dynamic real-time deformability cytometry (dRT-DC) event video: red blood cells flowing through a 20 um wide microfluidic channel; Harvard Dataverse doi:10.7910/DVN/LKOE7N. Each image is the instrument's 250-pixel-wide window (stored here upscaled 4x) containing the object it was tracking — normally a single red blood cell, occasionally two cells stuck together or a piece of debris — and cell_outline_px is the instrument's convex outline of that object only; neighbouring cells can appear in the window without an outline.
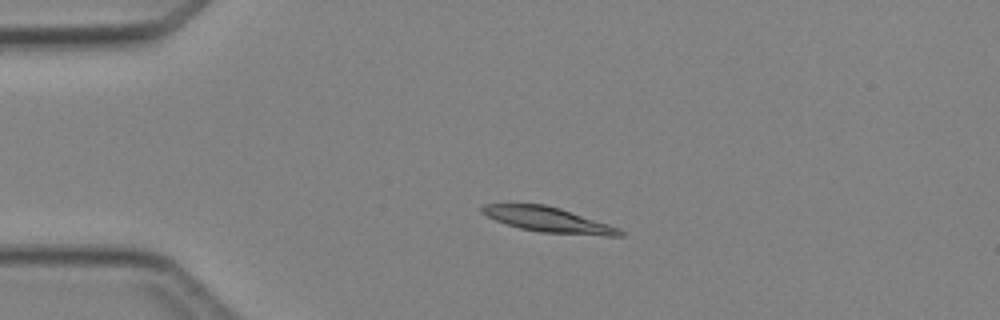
{"species": "Egyptian fruit bat (a non-hibernating species)", "species_latin": "Rousettus aegyptiacus", "temperature_condition": "cold", "stored_images_in_passage": 5, "camera_frame_rate_fps": 3000, "um_per_image_px": 0.085, "animal": {"sex": "female"}, "frame": {"image": 1, "passage_image": 2, "time_ms": 1.333, "image_size_px": [1000, 320], "cell_outline_px": [[624, 236], [604, 236], [540, 232], [520, 228], [496, 220], [480, 212], [480, 208], [484, 204], [544, 204], [560, 208], [620, 228], [624, 232]], "centroid_in_image_um": [46.63, 18.68], "position_along_channel_um": 38.4, "area_um2": 20.0}}
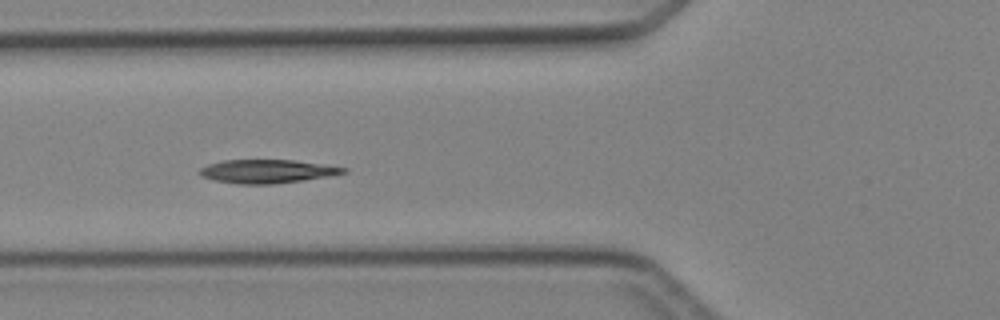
{"frame": {"image": 2, "passage_image": 4, "time_ms": 3.667, "image_size_px": [1000, 320], "cell_outline_px": [[348, 172], [328, 176], [304, 180], [272, 184], [236, 184], [212, 180], [200, 176], [196, 172], [200, 168], [208, 164], [224, 160], [292, 160], [348, 168]], "centroid_in_image_um": [22.63, 14.57], "position_along_channel_um": 103.2, "area_um2": 19.77}}
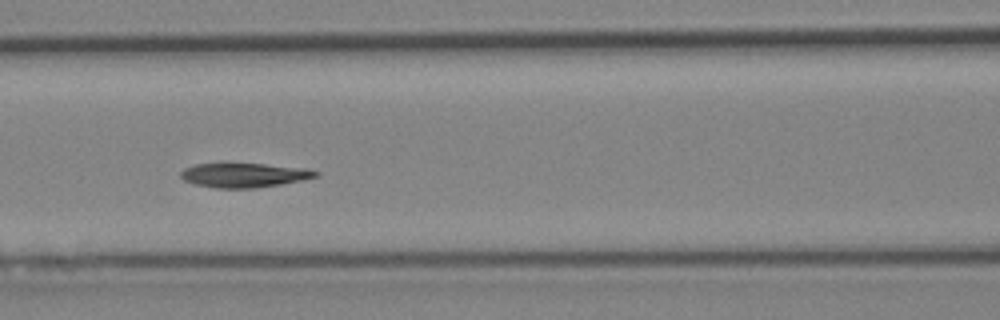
{"frame": {"image": 3, "passage_image": 5, "time_ms": 4.667, "image_size_px": [1000, 320], "cell_outline_px": [[320, 176], [280, 184], [256, 188], [216, 188], [196, 184], [184, 180], [180, 176], [180, 172], [184, 168], [196, 164], [264, 164], [308, 168], [320, 172]], "centroid_in_image_um": [20.78, 14.89], "position_along_channel_um": 145.8, "area_um2": 19.02}}